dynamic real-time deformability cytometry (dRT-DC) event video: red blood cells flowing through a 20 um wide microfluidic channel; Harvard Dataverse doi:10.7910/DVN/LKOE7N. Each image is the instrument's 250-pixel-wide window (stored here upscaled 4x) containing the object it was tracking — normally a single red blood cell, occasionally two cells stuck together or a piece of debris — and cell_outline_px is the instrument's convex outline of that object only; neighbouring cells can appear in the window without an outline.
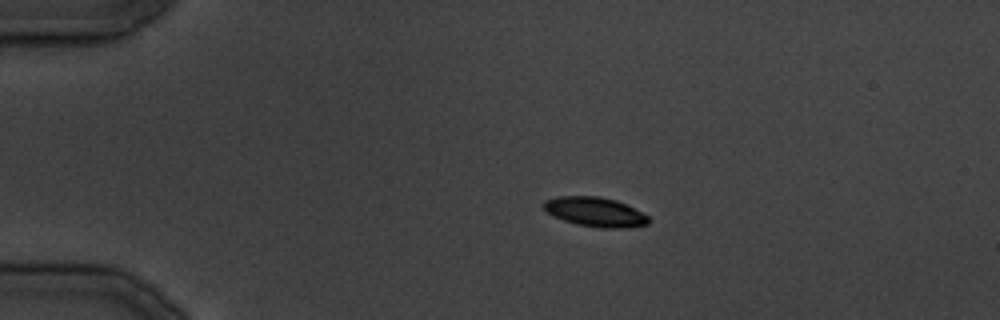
{"species": "common noctule bat (a hibernating species)", "species_latin": "Nyctalus noctula", "temperature_condition": "cold", "stored_images_in_passage": 18, "camera_frame_rate_fps": 3000, "um_per_image_px": 0.085, "animal": {"sex": "male", "body_mass_g": 19.5, "forearm_length_mm": 54.6}, "frame": {"image": 1, "passage_image": 8, "time_ms": 8.333, "image_size_px": [1000, 320], "cell_outline_px": [[648, 224], [628, 228], [600, 228], [576, 224], [564, 220], [548, 212], [544, 208], [544, 200], [556, 196], [600, 196], [616, 200], [648, 216]], "centroid_in_image_um": [50.58, 18.01], "position_along_channel_um": 34.4, "area_um2": 17.8}}
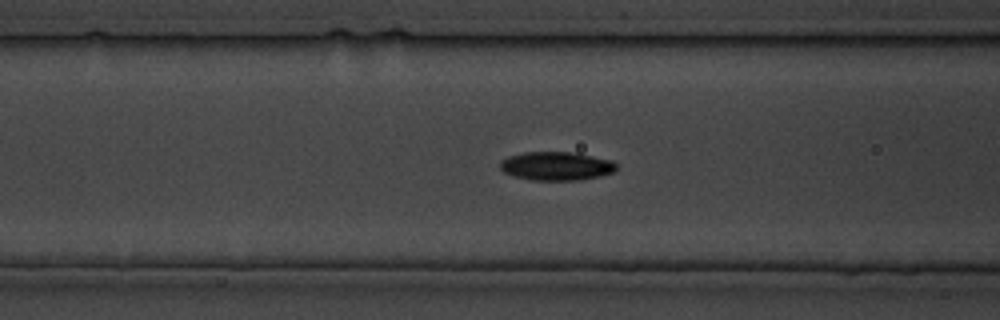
{"frame": {"image": 2, "passage_image": 15, "time_ms": 17.0, "image_size_px": [1000, 320], "cell_outline_px": [[616, 168], [612, 172], [600, 176], [580, 180], [532, 180], [512, 176], [504, 172], [500, 168], [500, 160], [508, 156], [524, 152], [576, 152], [612, 160], [616, 164]], "centroid_in_image_um": [47.27, 14.11], "position_along_channel_um": 119.3, "area_um2": 19.54}}
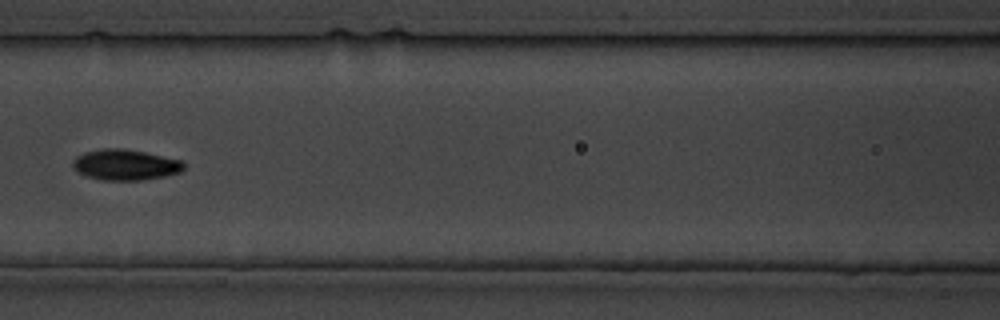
{"frame": {"image": 3, "passage_image": 17, "time_ms": 19.333, "image_size_px": [1000, 320], "cell_outline_px": [[184, 168], [180, 172], [164, 176], [140, 180], [100, 180], [88, 176], [72, 168], [72, 160], [76, 156], [84, 152], [104, 148], [124, 148], [184, 160]], "centroid_in_image_um": [10.65, 13.99], "position_along_channel_um": 156.0, "area_um2": 19.94}}